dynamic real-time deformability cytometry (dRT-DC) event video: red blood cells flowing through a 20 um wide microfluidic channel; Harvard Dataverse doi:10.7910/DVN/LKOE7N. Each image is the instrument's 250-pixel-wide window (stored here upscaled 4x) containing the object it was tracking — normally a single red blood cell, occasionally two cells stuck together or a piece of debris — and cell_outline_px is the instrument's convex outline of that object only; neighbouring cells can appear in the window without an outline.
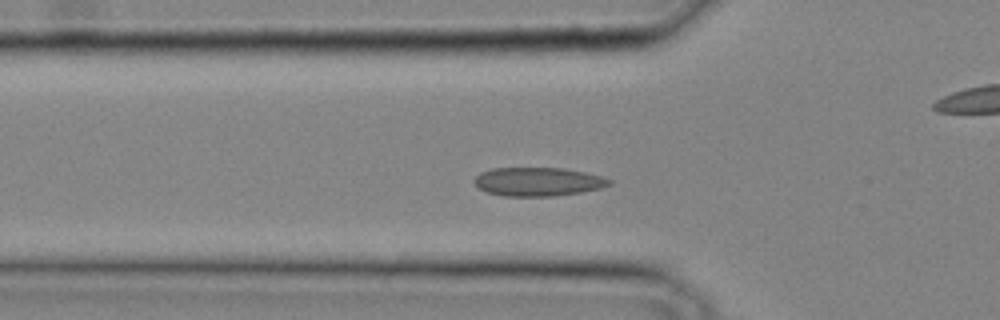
{"species": "common noctule bat (a hibernating species)", "species_latin": "Nyctalus noctula", "temperature_condition": "cold", "stored_images_in_passage": 27, "camera_frame_rate_fps": 3000, "um_per_image_px": 0.085, "animal": {"sex": "male", "body_mass_g": 20.4}, "frame": {"image": 1, "passage_image": 8, "time_ms": 2.333, "image_size_px": [1000, 320], "cell_outline_px": [[612, 184], [600, 188], [580, 192], [552, 196], [504, 196], [488, 192], [480, 188], [472, 180], [480, 172], [492, 168], [564, 168], [604, 176], [612, 180]], "centroid_in_image_um": [45.75, 15.43], "position_along_channel_um": 80.1, "area_um2": 22.54}}
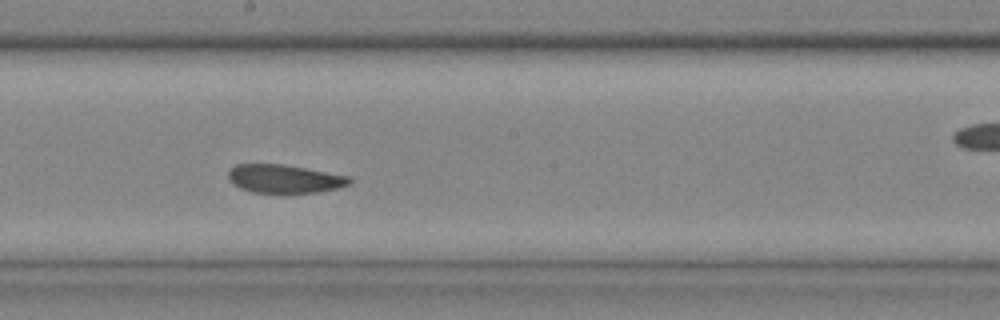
{"frame": {"image": 2, "passage_image": 16, "time_ms": 5.0, "image_size_px": [1000, 320], "cell_outline_px": [[352, 184], [336, 188], [316, 192], [284, 196], [252, 192], [240, 188], [232, 184], [228, 176], [228, 172], [236, 164], [284, 164], [348, 176], [352, 180]], "centroid_in_image_um": [24.16, 15.24], "position_along_channel_um": 224.0, "area_um2": 20.75}}
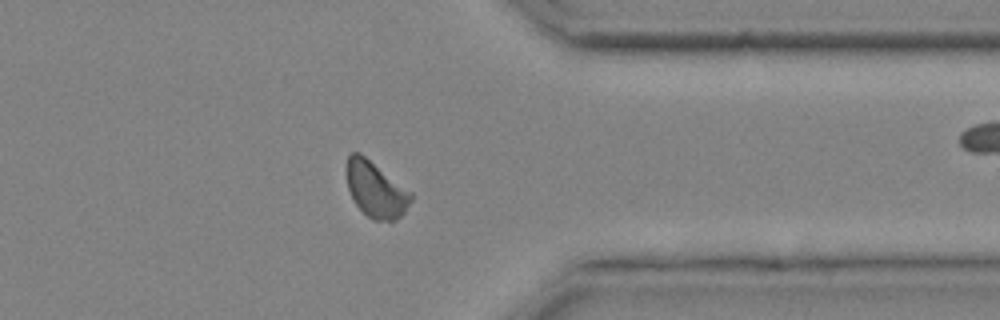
{"frame": {"image": 3, "passage_image": 25, "time_ms": 8.0, "image_size_px": [1000, 320], "cell_outline_px": [[412, 200], [404, 212], [396, 220], [372, 220], [356, 204], [348, 188], [344, 168], [348, 156], [352, 152], [360, 152], [412, 192]], "centroid_in_image_um": [31.91, 16.07], "position_along_channel_um": 379.5, "area_um2": 20.98}}